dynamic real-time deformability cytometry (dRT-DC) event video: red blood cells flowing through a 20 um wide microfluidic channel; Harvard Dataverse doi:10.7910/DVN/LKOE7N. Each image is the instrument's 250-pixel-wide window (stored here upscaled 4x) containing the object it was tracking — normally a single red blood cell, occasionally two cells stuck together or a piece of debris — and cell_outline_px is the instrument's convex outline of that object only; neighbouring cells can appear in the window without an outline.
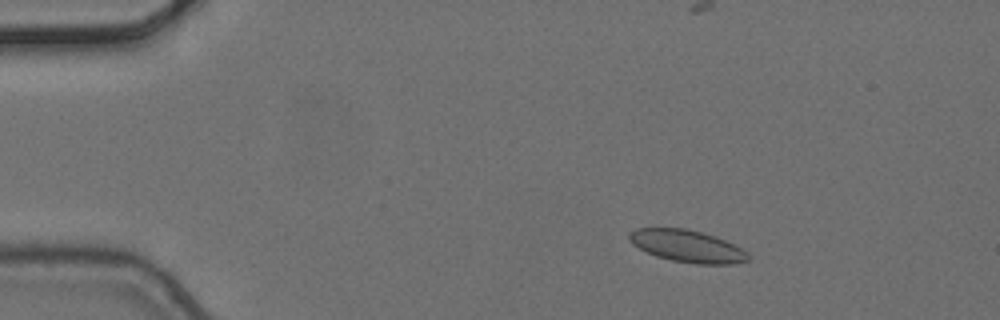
{"species": "common noctule bat (a hibernating species)", "species_latin": "Nyctalus noctula", "temperature_condition": "cold", "stored_images_in_passage": 6, "camera_frame_rate_fps": 3000, "um_per_image_px": 0.085, "animal": {"sex": "female", "body_mass_g": 24.6, "forearm_length_mm": 56.2}, "frame": {"image": 1, "passage_image": 3, "time_ms": 0.667, "image_size_px": [1000, 320], "cell_outline_px": [[752, 256], [748, 260], [732, 264], [696, 264], [672, 260], [656, 256], [632, 244], [628, 240], [628, 232], [636, 228], [684, 228], [700, 232], [724, 240], [748, 252]], "centroid_in_image_um": [58.39, 20.92], "position_along_channel_um": 26.6, "area_um2": 22.14}}
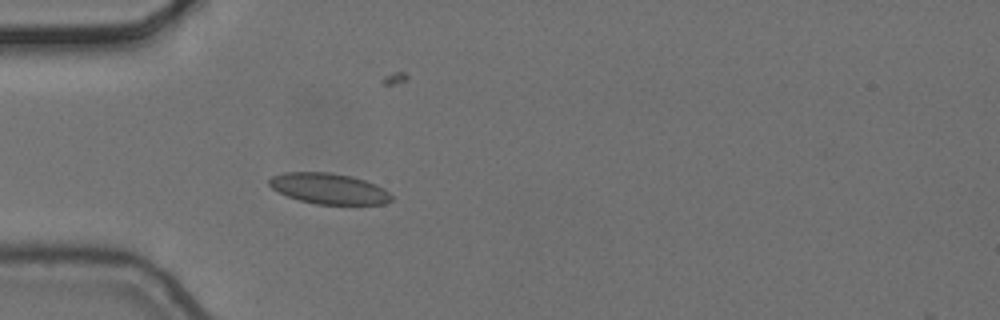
{"frame": {"image": 2, "passage_image": 5, "time_ms": 1.333, "image_size_px": [1000, 320], "cell_outline_px": [[392, 200], [384, 204], [316, 204], [300, 200], [288, 196], [272, 188], [268, 184], [268, 180], [272, 176], [284, 172], [328, 172], [352, 176], [376, 184], [384, 188], [392, 196]], "centroid_in_image_um": [27.96, 16.02], "position_along_channel_um": 57.0, "area_um2": 21.85}}